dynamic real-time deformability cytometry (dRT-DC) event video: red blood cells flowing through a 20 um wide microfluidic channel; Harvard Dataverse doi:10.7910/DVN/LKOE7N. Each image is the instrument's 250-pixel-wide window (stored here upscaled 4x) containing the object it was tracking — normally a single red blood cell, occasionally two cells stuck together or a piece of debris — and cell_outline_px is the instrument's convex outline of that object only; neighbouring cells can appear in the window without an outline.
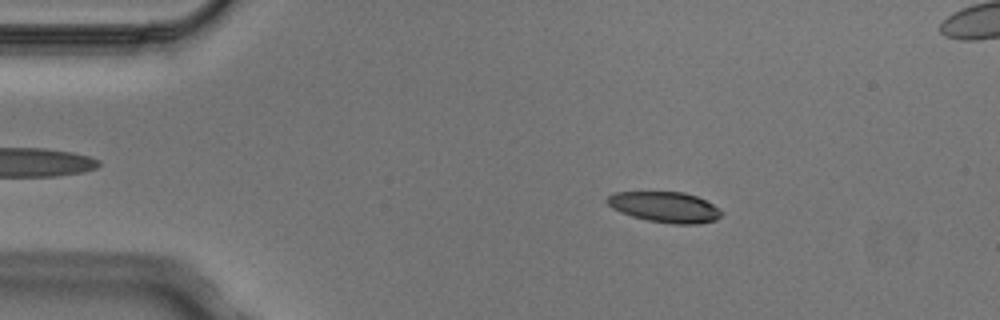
{"species": "Egyptian fruit bat (a non-hibernating species)", "species_latin": "Rousettus aegyptiacus", "temperature_condition": "cold", "stored_images_in_passage": 4, "segment_of_instrument_passage": [1, 2], "camera_frame_rate_fps": 3000, "um_per_image_px": 0.085, "animal": {"sex": "male"}, "frame": {"image": 1, "passage_image": 2, "time_ms": 0.333, "image_size_px": [1000, 320], "cell_outline_px": [[724, 212], [716, 220], [700, 224], [672, 224], [648, 220], [632, 216], [620, 212], [612, 208], [604, 200], [608, 196], [616, 192], [684, 192], [696, 196], [720, 208]], "centroid_in_image_um": [56.53, 17.6], "position_along_channel_um": 28.5, "area_um2": 20.46}}